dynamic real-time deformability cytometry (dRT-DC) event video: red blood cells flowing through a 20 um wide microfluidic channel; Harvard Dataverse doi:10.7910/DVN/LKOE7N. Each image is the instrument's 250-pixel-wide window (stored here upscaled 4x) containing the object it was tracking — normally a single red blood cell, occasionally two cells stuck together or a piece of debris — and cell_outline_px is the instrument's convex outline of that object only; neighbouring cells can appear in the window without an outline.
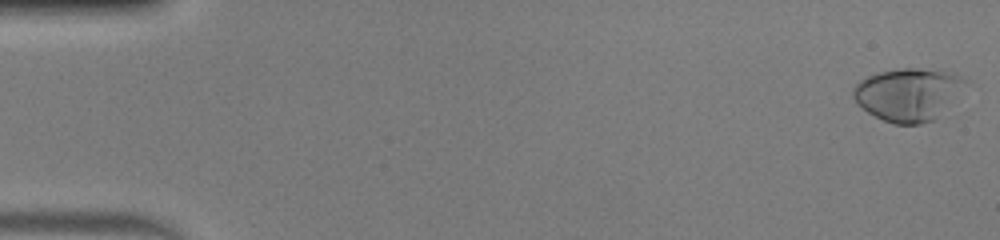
{"species": "human", "species_latin": "Homo sapiens", "temperature_condition": "warm", "stored_images_in_passage": 10, "camera_frame_rate_fps": 3000, "um_per_image_px": 0.085, "donor": {"sex": "male"}, "frame": {"image": 1, "passage_image": 1, "time_ms": 0.0, "image_size_px": [1000, 240], "cell_outline_px": [[968, 80], [936, 116], [932, 120], [920, 124], [892, 124], [868, 112], [856, 104], [852, 96], [852, 92], [856, 84], [860, 80], [868, 76], [880, 72], [900, 68], [920, 68], [952, 72]], "centroid_in_image_um": [77.11, 8.0], "position_along_channel_um": 7.9, "area_um2": 33.7}}